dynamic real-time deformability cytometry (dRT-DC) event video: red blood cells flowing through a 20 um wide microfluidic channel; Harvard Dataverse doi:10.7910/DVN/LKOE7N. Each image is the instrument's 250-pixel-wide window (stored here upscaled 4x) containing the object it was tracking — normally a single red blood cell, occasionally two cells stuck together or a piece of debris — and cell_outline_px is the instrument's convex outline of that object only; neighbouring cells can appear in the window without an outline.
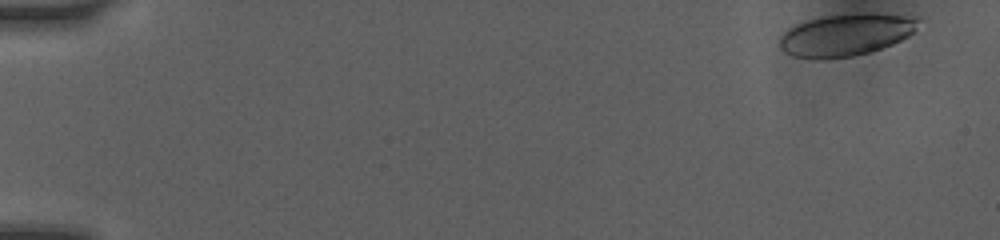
{"species": "human", "species_latin": "Homo sapiens", "temperature_condition": "room temperature", "stored_images_in_passage": 27, "camera_frame_rate_fps": 3000, "um_per_image_px": 0.085, "donor": {"sex": "female"}, "frame": {"image": 1, "passage_image": 1, "time_ms": 0.0, "image_size_px": [1000, 240], "cell_outline_px": [[920, 20], [912, 32], [908, 36], [892, 44], [868, 52], [852, 56], [824, 60], [792, 56], [784, 52], [780, 48], [780, 36], [788, 28], [796, 24], [808, 20], [824, 16], [868, 12], [872, 12], [920, 16]], "centroid_in_image_um": [71.91, 2.94], "position_along_channel_um": 13.1, "area_um2": 34.39}}
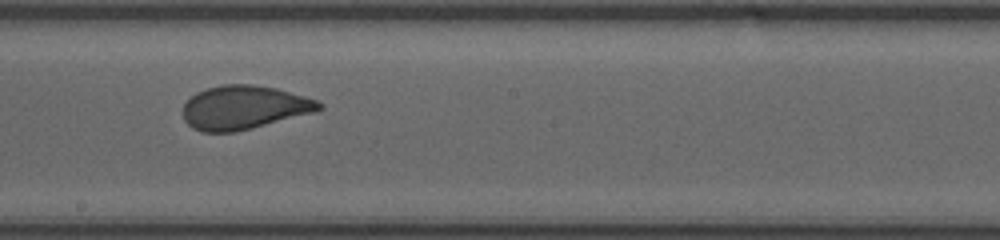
{"frame": {"image": 2, "passage_image": 17, "time_ms": 9.0, "image_size_px": [1000, 240], "cell_outline_px": [[324, 108], [316, 112], [236, 132], [200, 132], [192, 128], [184, 120], [184, 104], [196, 92], [208, 88], [224, 84], [252, 84], [276, 88], [304, 96], [316, 100], [324, 104]], "centroid_in_image_um": [20.76, 9.14], "position_along_channel_um": 227.4, "area_um2": 34.74}}
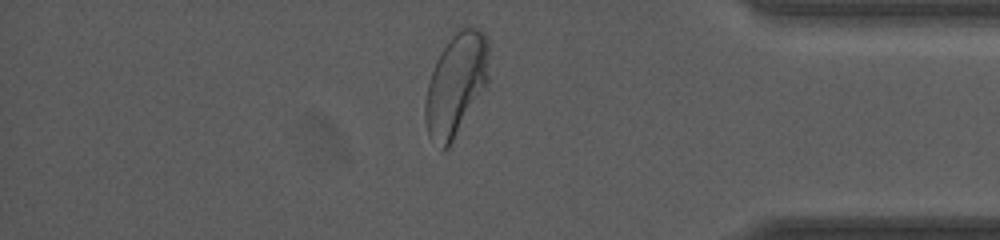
{"frame": {"image": 3, "passage_image": 24, "time_ms": 13.667, "image_size_px": [1000, 240], "cell_outline_px": [[488, 84], [448, 148], [444, 152], [440, 152], [428, 136], [424, 120], [424, 104], [428, 80], [432, 68], [440, 52], [460, 24], [480, 28], [484, 32], [488, 40]], "centroid_in_image_um": [38.74, 7.17], "position_along_channel_um": 396.5, "area_um2": 39.02}, "authors_computed_cell_mechanics": {"area_um2": 34.7956, "velocity_mm_per_s": 4.0907, "shape_relaxation_time_tau1_ms": 2.9055, "shape_relaxation_time_tau2_ms": null, "deformation_change_tau1": 0.1263, "deformation_change_tau2": null}}